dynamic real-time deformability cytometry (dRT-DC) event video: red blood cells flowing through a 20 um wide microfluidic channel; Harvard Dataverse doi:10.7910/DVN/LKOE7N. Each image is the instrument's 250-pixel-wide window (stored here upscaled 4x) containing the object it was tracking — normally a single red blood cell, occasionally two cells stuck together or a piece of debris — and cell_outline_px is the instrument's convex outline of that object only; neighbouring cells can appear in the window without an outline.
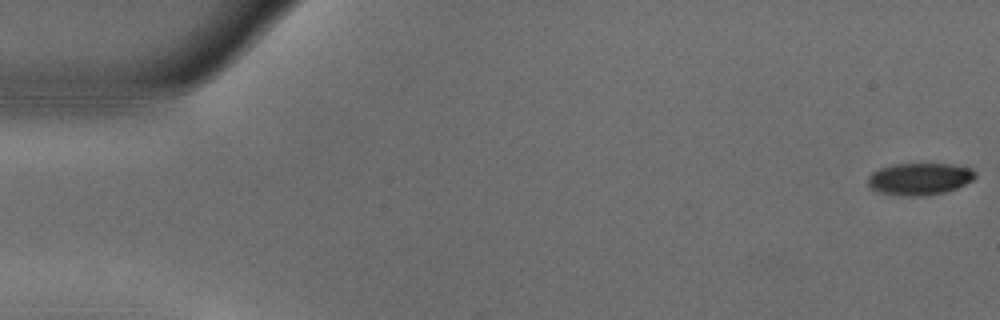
{"species": "common noctule bat (a hibernating species)", "species_latin": "Nyctalus noctula", "temperature_condition": "warm", "stored_images_in_passage": 54, "camera_frame_rate_fps": 3000, "um_per_image_px": 0.085, "animal": {"sex": "male", "body_mass_g": 18.8}, "frame": {"image": 1, "passage_image": 1, "time_ms": 0.0, "image_size_px": [1000, 320], "cell_outline_px": [[976, 176], [972, 180], [956, 188], [944, 192], [924, 196], [900, 196], [880, 192], [872, 188], [868, 184], [868, 176], [872, 172], [880, 168], [892, 164], [952, 164], [972, 168], [976, 172]], "centroid_in_image_um": [78.17, 15.2], "position_along_channel_um": 6.8, "area_um2": 20.06}}
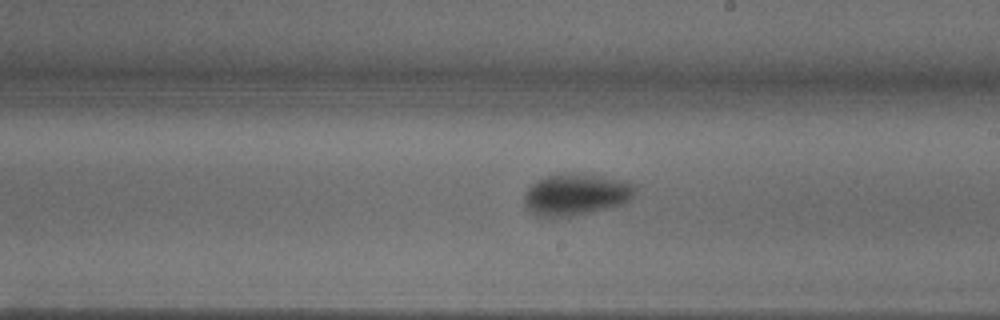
{"frame": {"image": 2, "passage_image": 31, "time_ms": 10.0, "image_size_px": [1000, 320], "cell_outline_px": [[636, 192], [624, 204], [608, 208], [548, 220], [536, 216], [528, 212], [524, 204], [524, 192], [532, 184], [548, 176], [568, 172], [572, 172], [628, 180], [636, 184]], "centroid_in_image_um": [48.94, 16.55], "position_along_channel_um": 240.1, "area_um2": 27.51}}
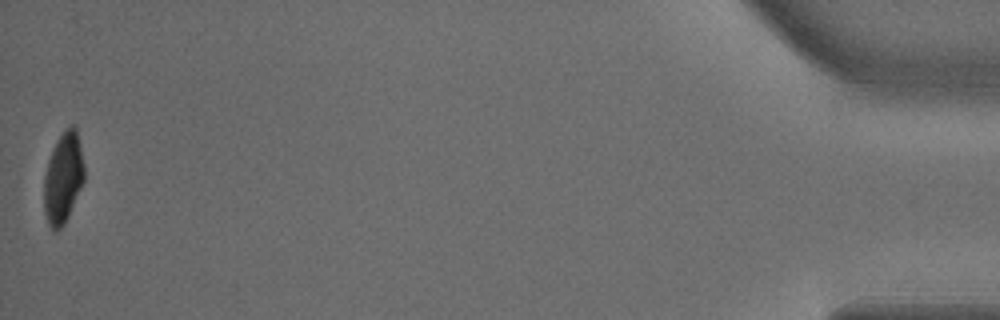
{"frame": {"image": 3, "passage_image": 54, "time_ms": 17.667, "image_size_px": [1000, 320], "cell_outline_px": [[84, 180], [68, 216], [64, 224], [56, 232], [52, 232], [48, 224], [44, 212], [44, 176], [48, 160], [56, 140], [64, 128], [72, 124], [76, 128], [80, 144], [84, 164]], "centroid_in_image_um": [5.36, 15.11], "position_along_channel_um": 429.8, "area_um2": 21.44}, "authors_computed_cell_mechanics": {"area_um2": 23.5535, "velocity_mm_per_s": 3.7294, "shape_relaxation_time_tau1_ms": 3.5693, "shape_relaxation_time_tau2_ms": null, "deformation_change_tau1": 0.1537, "deformation_change_tau2": null}}